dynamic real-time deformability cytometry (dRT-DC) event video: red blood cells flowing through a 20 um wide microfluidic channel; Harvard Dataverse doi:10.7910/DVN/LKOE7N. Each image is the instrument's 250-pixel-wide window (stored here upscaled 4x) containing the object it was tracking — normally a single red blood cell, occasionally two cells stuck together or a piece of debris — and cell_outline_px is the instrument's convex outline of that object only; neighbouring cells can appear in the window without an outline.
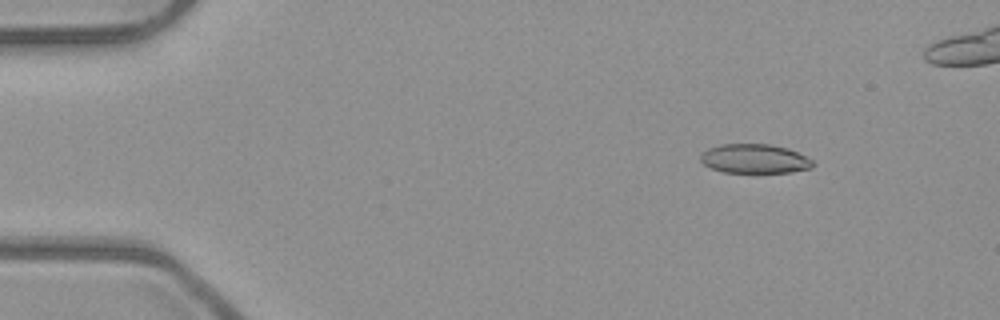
{"species": "common noctule bat (a hibernating species)", "species_latin": "Nyctalus noctula", "temperature_condition": "room temperature", "stored_images_in_passage": 5, "camera_frame_rate_fps": 3000, "um_per_image_px": 0.085, "animal": {"sex": "male", "body_mass_g": 23.1, "forearm_length_mm": 52.7}, "frame": {"image": 1, "passage_image": 2, "time_ms": 0.333, "image_size_px": [1000, 320], "cell_outline_px": [[816, 164], [812, 168], [792, 172], [724, 172], [712, 168], [704, 164], [700, 160], [700, 156], [708, 148], [720, 144], [768, 144], [788, 148], [812, 160]], "centroid_in_image_um": [64.15, 13.49], "position_along_channel_um": 20.8, "area_um2": 19.02}}